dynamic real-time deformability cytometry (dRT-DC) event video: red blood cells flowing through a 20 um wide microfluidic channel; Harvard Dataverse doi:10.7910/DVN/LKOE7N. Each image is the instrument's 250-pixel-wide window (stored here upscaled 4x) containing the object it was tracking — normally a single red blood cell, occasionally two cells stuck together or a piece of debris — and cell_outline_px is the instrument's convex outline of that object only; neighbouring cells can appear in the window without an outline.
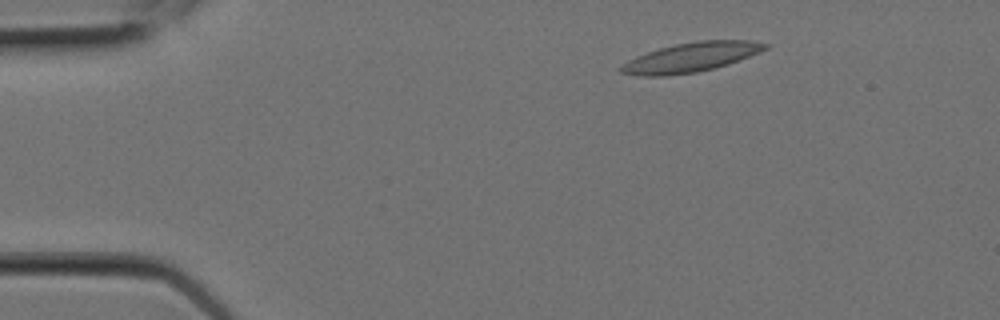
{"species": "Egyptian fruit bat (a non-hibernating species)", "species_latin": "Rousettus aegyptiacus", "temperature_condition": "room temperature", "stored_images_in_passage": 8, "camera_frame_rate_fps": 3000, "um_per_image_px": 0.085, "animal": {"sex": "female"}, "frame": {"image": 1, "passage_image": 2, "time_ms": 0.333, "image_size_px": [1000, 320], "cell_outline_px": [[772, 44], [768, 48], [760, 52], [728, 64], [716, 68], [696, 72], [668, 76], [640, 76], [620, 72], [620, 68], [628, 60], [636, 56], [660, 48], [676, 44], [700, 40], [748, 40]], "centroid_in_image_um": [58.77, 4.87], "position_along_channel_um": 26.2, "area_um2": 24.68}}
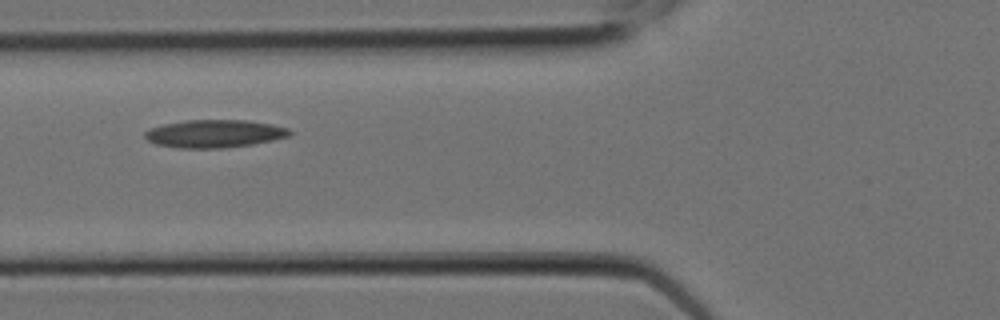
{"frame": {"image": 2, "passage_image": 6, "time_ms": 1.667, "image_size_px": [1000, 320], "cell_outline_px": [[292, 132], [288, 136], [272, 140], [252, 144], [224, 148], [180, 148], [156, 144], [148, 140], [144, 136], [144, 132], [152, 128], [164, 124], [188, 120], [244, 120], [272, 124], [288, 128]], "centroid_in_image_um": [18.23, 11.36], "position_along_channel_um": 107.6, "area_um2": 23.29}}
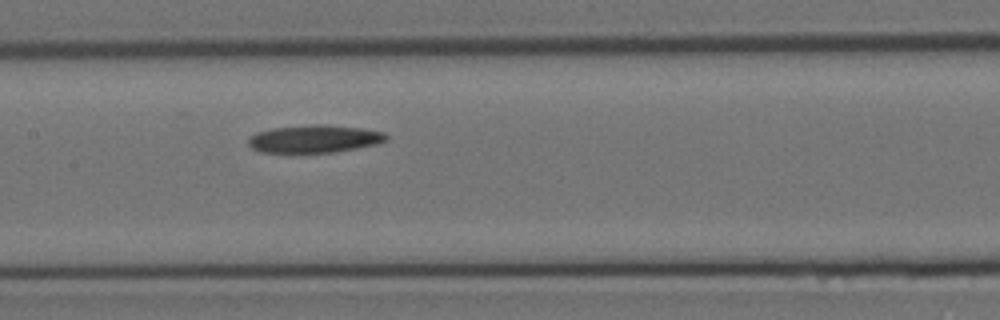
{"frame": {"image": 3, "passage_image": 8, "time_ms": 2.333, "image_size_px": [1000, 320], "cell_outline_px": [[388, 140], [376, 144], [336, 152], [260, 152], [252, 148], [248, 144], [248, 140], [256, 132], [272, 128], [316, 124], [324, 124], [364, 128], [384, 132], [388, 136]], "centroid_in_image_um": [26.75, 11.79], "position_along_channel_um": 180.6, "area_um2": 22.25}}